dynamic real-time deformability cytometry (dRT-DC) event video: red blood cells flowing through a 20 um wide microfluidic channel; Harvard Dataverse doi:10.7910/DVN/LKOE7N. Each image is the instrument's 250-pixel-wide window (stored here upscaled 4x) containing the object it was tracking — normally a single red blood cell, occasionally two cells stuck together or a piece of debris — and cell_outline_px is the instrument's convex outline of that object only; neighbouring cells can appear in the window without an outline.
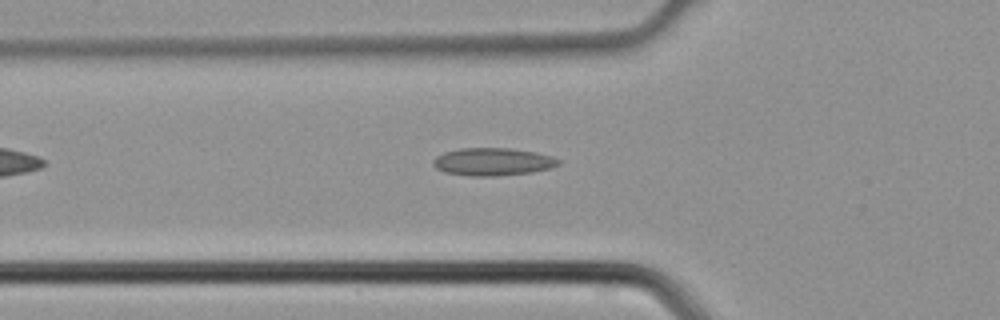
{"species": "common noctule bat (a hibernating species)", "species_latin": "Nyctalus noctula", "temperature_condition": "cold", "stored_images_in_passage": 35, "camera_frame_rate_fps": 3000, "um_per_image_px": 0.085, "animal": {"sex": "male", "body_mass_g": 21.5, "forearm_length_mm": 52.0}, "frame": {"image": 1, "passage_image": 6, "time_ms": 1.667, "image_size_px": [1000, 320], "cell_outline_px": [[560, 164], [548, 168], [532, 172], [492, 176], [472, 176], [444, 172], [436, 168], [432, 164], [432, 160], [436, 156], [444, 152], [460, 148], [508, 148], [536, 152], [552, 156], [560, 160]], "centroid_in_image_um": [41.85, 13.74], "position_along_channel_um": 83.9, "area_um2": 20.17}}
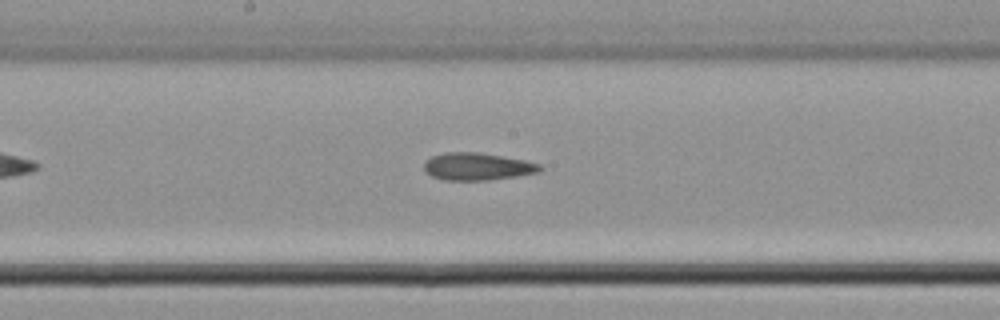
{"frame": {"image": 2, "passage_image": 14, "time_ms": 4.333, "image_size_px": [1000, 320], "cell_outline_px": [[544, 168], [540, 172], [516, 176], [488, 180], [444, 180], [432, 176], [424, 172], [424, 164], [432, 156], [444, 152], [480, 152], [504, 156], [524, 160], [540, 164]], "centroid_in_image_um": [40.59, 14.15], "position_along_channel_um": 207.6, "area_um2": 18.61}}
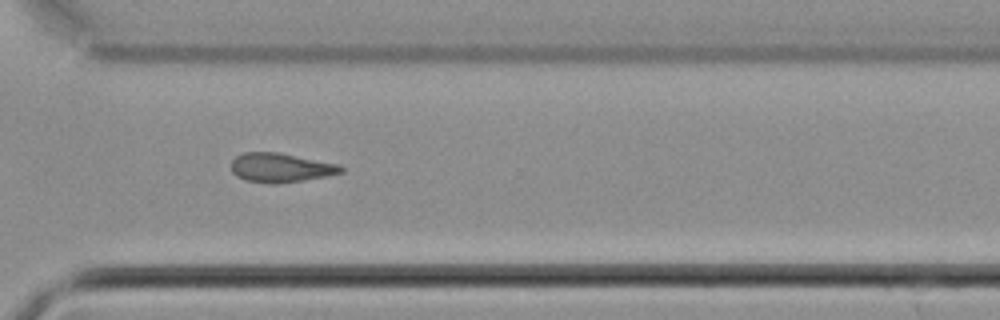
{"frame": {"image": 3, "passage_image": 23, "time_ms": 7.333, "image_size_px": [1000, 320], "cell_outline_px": [[344, 172], [304, 180], [276, 184], [272, 184], [244, 180], [236, 176], [232, 172], [232, 160], [236, 156], [244, 152], [280, 152], [340, 164], [344, 168]], "centroid_in_image_um": [23.86, 14.25], "position_along_channel_um": 346.7, "area_um2": 18.84}}